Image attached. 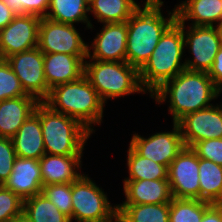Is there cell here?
Wrapping results in <instances>:
<instances>
[{"instance_id": "cell-16", "label": "cell", "mask_w": 222, "mask_h": 222, "mask_svg": "<svg viewBox=\"0 0 222 222\" xmlns=\"http://www.w3.org/2000/svg\"><path fill=\"white\" fill-rule=\"evenodd\" d=\"M3 186L22 200L40 194L43 185L39 160L16 157L12 172Z\"/></svg>"}, {"instance_id": "cell-1", "label": "cell", "mask_w": 222, "mask_h": 222, "mask_svg": "<svg viewBox=\"0 0 222 222\" xmlns=\"http://www.w3.org/2000/svg\"><path fill=\"white\" fill-rule=\"evenodd\" d=\"M127 20L126 62L138 71L151 57L165 31L177 20L176 8L163 16L162 0H146ZM165 17V18H164Z\"/></svg>"}, {"instance_id": "cell-28", "label": "cell", "mask_w": 222, "mask_h": 222, "mask_svg": "<svg viewBox=\"0 0 222 222\" xmlns=\"http://www.w3.org/2000/svg\"><path fill=\"white\" fill-rule=\"evenodd\" d=\"M23 212L32 222H71L70 218L42 193L24 200Z\"/></svg>"}, {"instance_id": "cell-41", "label": "cell", "mask_w": 222, "mask_h": 222, "mask_svg": "<svg viewBox=\"0 0 222 222\" xmlns=\"http://www.w3.org/2000/svg\"><path fill=\"white\" fill-rule=\"evenodd\" d=\"M88 6H90L95 0H85Z\"/></svg>"}, {"instance_id": "cell-11", "label": "cell", "mask_w": 222, "mask_h": 222, "mask_svg": "<svg viewBox=\"0 0 222 222\" xmlns=\"http://www.w3.org/2000/svg\"><path fill=\"white\" fill-rule=\"evenodd\" d=\"M168 182L174 198L200 200L199 158L184 147L168 167Z\"/></svg>"}, {"instance_id": "cell-22", "label": "cell", "mask_w": 222, "mask_h": 222, "mask_svg": "<svg viewBox=\"0 0 222 222\" xmlns=\"http://www.w3.org/2000/svg\"><path fill=\"white\" fill-rule=\"evenodd\" d=\"M16 156L39 160L45 155L40 117L34 112L12 137Z\"/></svg>"}, {"instance_id": "cell-2", "label": "cell", "mask_w": 222, "mask_h": 222, "mask_svg": "<svg viewBox=\"0 0 222 222\" xmlns=\"http://www.w3.org/2000/svg\"><path fill=\"white\" fill-rule=\"evenodd\" d=\"M169 95V96H168ZM169 97V113L177 123L183 116L211 106L218 90L207 72L183 70L165 82L151 96L158 104Z\"/></svg>"}, {"instance_id": "cell-6", "label": "cell", "mask_w": 222, "mask_h": 222, "mask_svg": "<svg viewBox=\"0 0 222 222\" xmlns=\"http://www.w3.org/2000/svg\"><path fill=\"white\" fill-rule=\"evenodd\" d=\"M84 75L104 103L110 98L145 93L140 84L139 71L127 62L85 60Z\"/></svg>"}, {"instance_id": "cell-20", "label": "cell", "mask_w": 222, "mask_h": 222, "mask_svg": "<svg viewBox=\"0 0 222 222\" xmlns=\"http://www.w3.org/2000/svg\"><path fill=\"white\" fill-rule=\"evenodd\" d=\"M39 101L33 96H21L0 101V137L12 138L30 117Z\"/></svg>"}, {"instance_id": "cell-31", "label": "cell", "mask_w": 222, "mask_h": 222, "mask_svg": "<svg viewBox=\"0 0 222 222\" xmlns=\"http://www.w3.org/2000/svg\"><path fill=\"white\" fill-rule=\"evenodd\" d=\"M21 96L31 95L25 93L6 59H0V101Z\"/></svg>"}, {"instance_id": "cell-32", "label": "cell", "mask_w": 222, "mask_h": 222, "mask_svg": "<svg viewBox=\"0 0 222 222\" xmlns=\"http://www.w3.org/2000/svg\"><path fill=\"white\" fill-rule=\"evenodd\" d=\"M16 15L46 16L50 0H1Z\"/></svg>"}, {"instance_id": "cell-21", "label": "cell", "mask_w": 222, "mask_h": 222, "mask_svg": "<svg viewBox=\"0 0 222 222\" xmlns=\"http://www.w3.org/2000/svg\"><path fill=\"white\" fill-rule=\"evenodd\" d=\"M175 8L180 23L192 21L191 26H216L222 21V0H185Z\"/></svg>"}, {"instance_id": "cell-3", "label": "cell", "mask_w": 222, "mask_h": 222, "mask_svg": "<svg viewBox=\"0 0 222 222\" xmlns=\"http://www.w3.org/2000/svg\"><path fill=\"white\" fill-rule=\"evenodd\" d=\"M43 102L52 110L75 118L92 134L93 125H101L104 117L105 103L85 75L53 87Z\"/></svg>"}, {"instance_id": "cell-13", "label": "cell", "mask_w": 222, "mask_h": 222, "mask_svg": "<svg viewBox=\"0 0 222 222\" xmlns=\"http://www.w3.org/2000/svg\"><path fill=\"white\" fill-rule=\"evenodd\" d=\"M41 18L35 15H16L0 30V58L38 47Z\"/></svg>"}, {"instance_id": "cell-30", "label": "cell", "mask_w": 222, "mask_h": 222, "mask_svg": "<svg viewBox=\"0 0 222 222\" xmlns=\"http://www.w3.org/2000/svg\"><path fill=\"white\" fill-rule=\"evenodd\" d=\"M41 193L72 222V183L45 185Z\"/></svg>"}, {"instance_id": "cell-27", "label": "cell", "mask_w": 222, "mask_h": 222, "mask_svg": "<svg viewBox=\"0 0 222 222\" xmlns=\"http://www.w3.org/2000/svg\"><path fill=\"white\" fill-rule=\"evenodd\" d=\"M127 153L129 177L124 180L168 179V168L165 165L139 155L130 145Z\"/></svg>"}, {"instance_id": "cell-38", "label": "cell", "mask_w": 222, "mask_h": 222, "mask_svg": "<svg viewBox=\"0 0 222 222\" xmlns=\"http://www.w3.org/2000/svg\"><path fill=\"white\" fill-rule=\"evenodd\" d=\"M15 16L16 14L0 0V30L6 27Z\"/></svg>"}, {"instance_id": "cell-19", "label": "cell", "mask_w": 222, "mask_h": 222, "mask_svg": "<svg viewBox=\"0 0 222 222\" xmlns=\"http://www.w3.org/2000/svg\"><path fill=\"white\" fill-rule=\"evenodd\" d=\"M125 201L120 204H162L173 199L168 179L123 180Z\"/></svg>"}, {"instance_id": "cell-23", "label": "cell", "mask_w": 222, "mask_h": 222, "mask_svg": "<svg viewBox=\"0 0 222 222\" xmlns=\"http://www.w3.org/2000/svg\"><path fill=\"white\" fill-rule=\"evenodd\" d=\"M89 6L85 0H50L46 18L58 23L74 25L83 22L86 28H93L88 17Z\"/></svg>"}, {"instance_id": "cell-15", "label": "cell", "mask_w": 222, "mask_h": 222, "mask_svg": "<svg viewBox=\"0 0 222 222\" xmlns=\"http://www.w3.org/2000/svg\"><path fill=\"white\" fill-rule=\"evenodd\" d=\"M127 21L103 24L100 33L88 45L87 59L126 62Z\"/></svg>"}, {"instance_id": "cell-25", "label": "cell", "mask_w": 222, "mask_h": 222, "mask_svg": "<svg viewBox=\"0 0 222 222\" xmlns=\"http://www.w3.org/2000/svg\"><path fill=\"white\" fill-rule=\"evenodd\" d=\"M139 7L135 0H95L89 12L103 24L119 23L126 22Z\"/></svg>"}, {"instance_id": "cell-34", "label": "cell", "mask_w": 222, "mask_h": 222, "mask_svg": "<svg viewBox=\"0 0 222 222\" xmlns=\"http://www.w3.org/2000/svg\"><path fill=\"white\" fill-rule=\"evenodd\" d=\"M16 157L12 138L0 137V185H3L11 174Z\"/></svg>"}, {"instance_id": "cell-36", "label": "cell", "mask_w": 222, "mask_h": 222, "mask_svg": "<svg viewBox=\"0 0 222 222\" xmlns=\"http://www.w3.org/2000/svg\"><path fill=\"white\" fill-rule=\"evenodd\" d=\"M208 76L214 82L215 87L218 89L222 88V46L215 56V60L211 69L208 72Z\"/></svg>"}, {"instance_id": "cell-39", "label": "cell", "mask_w": 222, "mask_h": 222, "mask_svg": "<svg viewBox=\"0 0 222 222\" xmlns=\"http://www.w3.org/2000/svg\"><path fill=\"white\" fill-rule=\"evenodd\" d=\"M12 222H32L26 215L24 212L20 213L19 215H17L16 217H14L12 220Z\"/></svg>"}, {"instance_id": "cell-40", "label": "cell", "mask_w": 222, "mask_h": 222, "mask_svg": "<svg viewBox=\"0 0 222 222\" xmlns=\"http://www.w3.org/2000/svg\"><path fill=\"white\" fill-rule=\"evenodd\" d=\"M216 29H217V32H218V35H219V38H220V41H221V45H222V21L215 26Z\"/></svg>"}, {"instance_id": "cell-33", "label": "cell", "mask_w": 222, "mask_h": 222, "mask_svg": "<svg viewBox=\"0 0 222 222\" xmlns=\"http://www.w3.org/2000/svg\"><path fill=\"white\" fill-rule=\"evenodd\" d=\"M23 202L11 190L0 185V222L11 221L23 212Z\"/></svg>"}, {"instance_id": "cell-10", "label": "cell", "mask_w": 222, "mask_h": 222, "mask_svg": "<svg viewBox=\"0 0 222 222\" xmlns=\"http://www.w3.org/2000/svg\"><path fill=\"white\" fill-rule=\"evenodd\" d=\"M183 23L184 47H188L193 59L187 58L184 63L187 70L209 72L221 41L215 26H188ZM186 30V31H185Z\"/></svg>"}, {"instance_id": "cell-5", "label": "cell", "mask_w": 222, "mask_h": 222, "mask_svg": "<svg viewBox=\"0 0 222 222\" xmlns=\"http://www.w3.org/2000/svg\"><path fill=\"white\" fill-rule=\"evenodd\" d=\"M34 112L40 117L45 154L83 155L92 134L75 118L52 110L39 102Z\"/></svg>"}, {"instance_id": "cell-24", "label": "cell", "mask_w": 222, "mask_h": 222, "mask_svg": "<svg viewBox=\"0 0 222 222\" xmlns=\"http://www.w3.org/2000/svg\"><path fill=\"white\" fill-rule=\"evenodd\" d=\"M200 200L222 204V166L199 158Z\"/></svg>"}, {"instance_id": "cell-35", "label": "cell", "mask_w": 222, "mask_h": 222, "mask_svg": "<svg viewBox=\"0 0 222 222\" xmlns=\"http://www.w3.org/2000/svg\"><path fill=\"white\" fill-rule=\"evenodd\" d=\"M191 149L198 158L211 160L222 166V138L202 140L195 143Z\"/></svg>"}, {"instance_id": "cell-8", "label": "cell", "mask_w": 222, "mask_h": 222, "mask_svg": "<svg viewBox=\"0 0 222 222\" xmlns=\"http://www.w3.org/2000/svg\"><path fill=\"white\" fill-rule=\"evenodd\" d=\"M38 48L43 53H65L87 57L88 44L83 41L74 25L58 23L41 18L38 35Z\"/></svg>"}, {"instance_id": "cell-9", "label": "cell", "mask_w": 222, "mask_h": 222, "mask_svg": "<svg viewBox=\"0 0 222 222\" xmlns=\"http://www.w3.org/2000/svg\"><path fill=\"white\" fill-rule=\"evenodd\" d=\"M26 94L43 102L49 95L44 75V53L38 48L13 54L6 58Z\"/></svg>"}, {"instance_id": "cell-26", "label": "cell", "mask_w": 222, "mask_h": 222, "mask_svg": "<svg viewBox=\"0 0 222 222\" xmlns=\"http://www.w3.org/2000/svg\"><path fill=\"white\" fill-rule=\"evenodd\" d=\"M117 206L121 222H169L170 203Z\"/></svg>"}, {"instance_id": "cell-12", "label": "cell", "mask_w": 222, "mask_h": 222, "mask_svg": "<svg viewBox=\"0 0 222 222\" xmlns=\"http://www.w3.org/2000/svg\"><path fill=\"white\" fill-rule=\"evenodd\" d=\"M173 131L159 132L148 138L133 134L130 146L141 156L165 165L167 168L185 147L177 123L173 122Z\"/></svg>"}, {"instance_id": "cell-14", "label": "cell", "mask_w": 222, "mask_h": 222, "mask_svg": "<svg viewBox=\"0 0 222 222\" xmlns=\"http://www.w3.org/2000/svg\"><path fill=\"white\" fill-rule=\"evenodd\" d=\"M185 147L202 140L222 138V106L211 105L183 116L177 122Z\"/></svg>"}, {"instance_id": "cell-37", "label": "cell", "mask_w": 222, "mask_h": 222, "mask_svg": "<svg viewBox=\"0 0 222 222\" xmlns=\"http://www.w3.org/2000/svg\"><path fill=\"white\" fill-rule=\"evenodd\" d=\"M201 222H222V204H211L205 210Z\"/></svg>"}, {"instance_id": "cell-17", "label": "cell", "mask_w": 222, "mask_h": 222, "mask_svg": "<svg viewBox=\"0 0 222 222\" xmlns=\"http://www.w3.org/2000/svg\"><path fill=\"white\" fill-rule=\"evenodd\" d=\"M86 58L65 53H44V75L48 89L80 79L85 72Z\"/></svg>"}, {"instance_id": "cell-42", "label": "cell", "mask_w": 222, "mask_h": 222, "mask_svg": "<svg viewBox=\"0 0 222 222\" xmlns=\"http://www.w3.org/2000/svg\"><path fill=\"white\" fill-rule=\"evenodd\" d=\"M222 93V88L218 89V96H220V94ZM222 106V104H221Z\"/></svg>"}, {"instance_id": "cell-4", "label": "cell", "mask_w": 222, "mask_h": 222, "mask_svg": "<svg viewBox=\"0 0 222 222\" xmlns=\"http://www.w3.org/2000/svg\"><path fill=\"white\" fill-rule=\"evenodd\" d=\"M183 23L176 20L161 36L151 57L139 70V80L150 96L165 82L186 69L182 62L184 53Z\"/></svg>"}, {"instance_id": "cell-18", "label": "cell", "mask_w": 222, "mask_h": 222, "mask_svg": "<svg viewBox=\"0 0 222 222\" xmlns=\"http://www.w3.org/2000/svg\"><path fill=\"white\" fill-rule=\"evenodd\" d=\"M82 156L45 154L39 159L42 185L73 183L78 180L83 175L79 172Z\"/></svg>"}, {"instance_id": "cell-29", "label": "cell", "mask_w": 222, "mask_h": 222, "mask_svg": "<svg viewBox=\"0 0 222 222\" xmlns=\"http://www.w3.org/2000/svg\"><path fill=\"white\" fill-rule=\"evenodd\" d=\"M210 205L211 203L198 199L173 197L170 202L169 222H201Z\"/></svg>"}, {"instance_id": "cell-7", "label": "cell", "mask_w": 222, "mask_h": 222, "mask_svg": "<svg viewBox=\"0 0 222 222\" xmlns=\"http://www.w3.org/2000/svg\"><path fill=\"white\" fill-rule=\"evenodd\" d=\"M106 193L83 174L72 183V221L116 222L118 206H112Z\"/></svg>"}]
</instances>
